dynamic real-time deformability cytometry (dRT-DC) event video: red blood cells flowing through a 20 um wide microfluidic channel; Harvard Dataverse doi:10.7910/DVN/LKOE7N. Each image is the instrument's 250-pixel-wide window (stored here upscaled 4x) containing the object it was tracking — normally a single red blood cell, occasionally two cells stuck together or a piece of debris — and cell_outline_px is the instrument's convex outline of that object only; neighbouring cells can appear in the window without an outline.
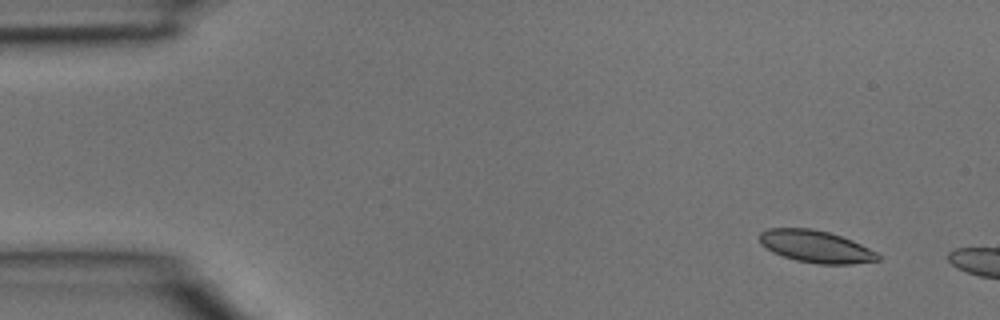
{"species": "common noctule bat (a hibernating species)", "species_latin": "Nyctalus noctula", "temperature_condition": "room temperature", "stored_images_in_passage": 2, "camera_frame_rate_fps": 3000, "um_per_image_px": 0.085, "animal": {"sex": "male", "body_mass_g": 15.6}, "frame": {"image": 1, "passage_image": 1, "time_ms": 0.0, "image_size_px": [1000, 320], "cell_outline_px": [[880, 260], [852, 264], [820, 264], [796, 260], [772, 252], [760, 244], [760, 232], [768, 228], [812, 228], [828, 232], [852, 240], [876, 252], [880, 256]], "centroid_in_image_um": [69.33, 20.95], "position_along_channel_um": 15.7, "area_um2": 22.08}}